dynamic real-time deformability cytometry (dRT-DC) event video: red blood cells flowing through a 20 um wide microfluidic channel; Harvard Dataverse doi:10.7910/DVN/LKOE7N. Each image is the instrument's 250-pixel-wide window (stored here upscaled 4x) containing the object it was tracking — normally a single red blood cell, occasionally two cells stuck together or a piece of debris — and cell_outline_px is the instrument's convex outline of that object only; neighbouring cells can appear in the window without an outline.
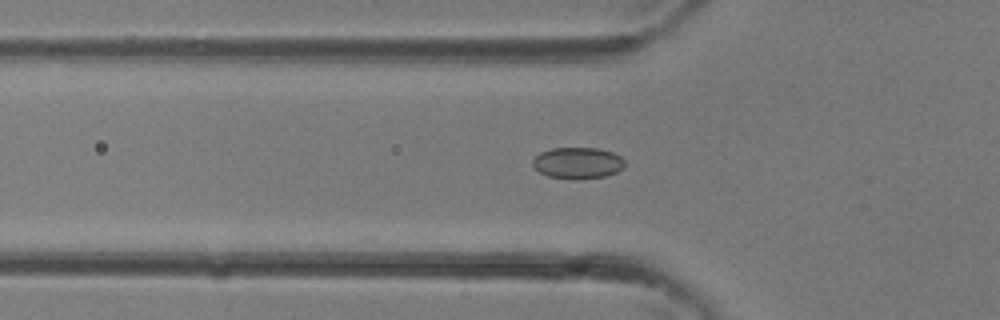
{"species": "common noctule bat (a hibernating species)", "species_latin": "Nyctalus noctula", "temperature_condition": "room temperature", "stored_images_in_passage": 33, "camera_frame_rate_fps": 3000, "um_per_image_px": 0.085, "animal": {"sex": "female"}, "frame": {"image": 1, "passage_image": 12, "time_ms": 3.667, "image_size_px": [1000, 320], "cell_outline_px": [[624, 168], [616, 172], [604, 176], [576, 180], [572, 180], [548, 176], [540, 172], [532, 164], [532, 160], [540, 152], [552, 148], [600, 148], [612, 152], [620, 156], [624, 160]], "centroid_in_image_um": [49.11, 13.85], "position_along_channel_um": 76.7, "area_um2": 16.94}}
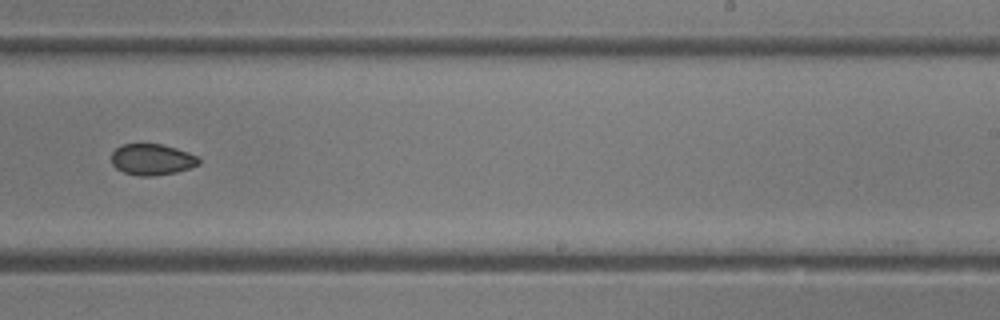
{"frame": {"image": 2, "passage_image": 22, "time_ms": 7.0, "image_size_px": [1000, 320], "cell_outline_px": [[200, 164], [176, 172], [152, 176], [136, 176], [124, 172], [116, 168], [112, 164], [112, 152], [120, 144], [160, 144], [176, 148], [200, 156]], "centroid_in_image_um": [12.93, 13.55], "position_along_channel_um": 276.1, "area_um2": 15.95}}
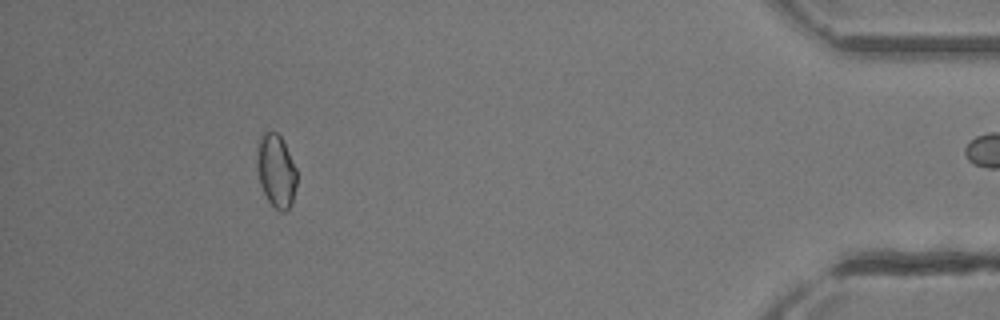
{"frame": {"image": 3, "passage_image": 32, "time_ms": 10.333, "image_size_px": [1000, 320], "cell_outline_px": [[296, 184], [292, 200], [288, 208], [284, 212], [280, 212], [268, 200], [260, 184], [256, 164], [256, 144], [260, 136], [264, 132], [276, 132], [280, 136], [296, 168]], "centroid_in_image_um": [23.43, 14.49], "position_along_channel_um": 411.8, "area_um2": 16.82}}